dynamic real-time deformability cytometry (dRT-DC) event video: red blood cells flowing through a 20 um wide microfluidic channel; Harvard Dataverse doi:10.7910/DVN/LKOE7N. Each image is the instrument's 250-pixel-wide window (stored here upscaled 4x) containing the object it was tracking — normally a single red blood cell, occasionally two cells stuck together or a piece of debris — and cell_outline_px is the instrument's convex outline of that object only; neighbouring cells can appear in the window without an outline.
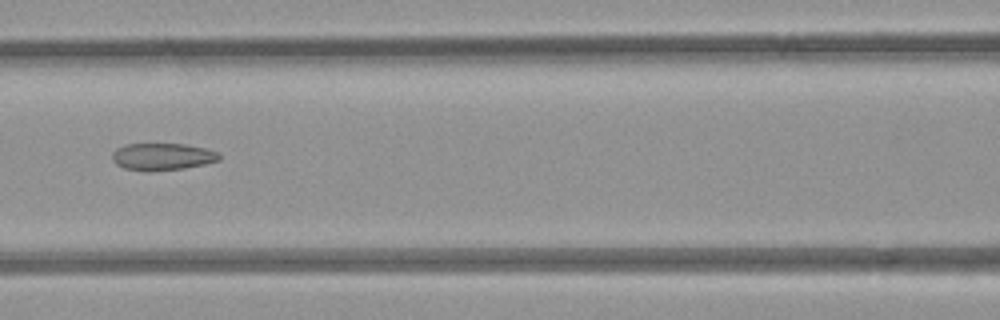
{"species": "common noctule bat (a hibernating species)", "species_latin": "Nyctalus noctula", "temperature_condition": "room temperature", "stored_images_in_passage": 3, "camera_frame_rate_fps": 3000, "um_per_image_px": 0.085, "animal": {"sex": "female", "body_mass_g": 21.9}, "frame": {"image": 1, "passage_image": 3, "time_ms": 2.333, "image_size_px": [1000, 320], "cell_outline_px": [[220, 160], [204, 164], [184, 168], [152, 172], [148, 172], [124, 168], [116, 164], [112, 160], [112, 152], [116, 148], [124, 144], [184, 144], [204, 148], [220, 152]], "centroid_in_image_um": [13.78, 13.32], "position_along_channel_um": 152.8, "area_um2": 17.11}}